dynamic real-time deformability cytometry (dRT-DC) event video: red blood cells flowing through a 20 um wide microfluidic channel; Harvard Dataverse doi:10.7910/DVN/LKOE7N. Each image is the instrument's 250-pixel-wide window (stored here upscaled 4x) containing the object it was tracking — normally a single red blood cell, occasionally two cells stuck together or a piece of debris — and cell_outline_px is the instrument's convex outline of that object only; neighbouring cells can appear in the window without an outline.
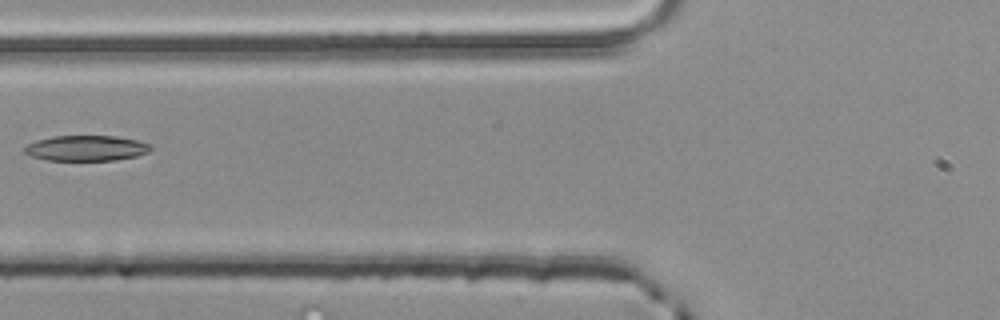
{"species": "common noctule bat (a hibernating species)", "species_latin": "Nyctalus noctula", "temperature_condition": "room temperature", "stored_images_in_passage": 4, "camera_frame_rate_fps": 3000, "um_per_image_px": 0.085, "animal": {"sex": "male", "body_mass_g": 20.4}, "frame": {"image": 1, "passage_image": 4, "time_ms": 1.0, "image_size_px": [1000, 320], "cell_outline_px": [[152, 148], [148, 152], [136, 156], [116, 160], [48, 160], [32, 156], [24, 152], [24, 148], [28, 144], [36, 140], [52, 136], [116, 136], [136, 140], [152, 144]], "centroid_in_image_um": [7.35, 12.59], "position_along_channel_um": 118.5, "area_um2": 18.67}}